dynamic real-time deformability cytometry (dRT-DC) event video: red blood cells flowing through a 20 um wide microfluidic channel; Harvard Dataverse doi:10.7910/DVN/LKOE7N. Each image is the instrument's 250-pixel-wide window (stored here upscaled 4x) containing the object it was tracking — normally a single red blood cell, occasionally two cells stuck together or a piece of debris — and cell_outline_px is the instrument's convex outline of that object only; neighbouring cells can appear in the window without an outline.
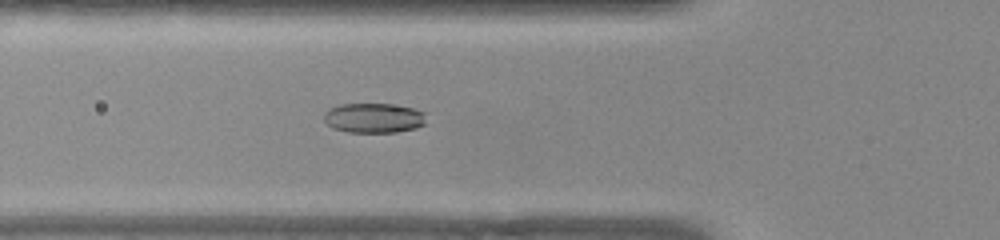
{"species": "common noctule bat (a hibernating species)", "species_latin": "Nyctalus noctula", "temperature_condition": "warm", "stored_images_in_passage": 45, "camera_frame_rate_fps": 3000, "um_per_image_px": 0.085, "animal": {"sex": "female", "body_mass_g": 22.0, "forearm_length_mm": 56.7}, "frame": {"image": 1, "passage_image": 11, "time_ms": 3.333, "image_size_px": [1000, 240], "cell_outline_px": [[424, 124], [416, 128], [396, 132], [348, 132], [332, 128], [324, 120], [324, 112], [328, 108], [340, 104], [388, 104], [412, 108], [424, 112]], "centroid_in_image_um": [31.72, 10.03], "position_along_channel_um": 94.1, "area_um2": 17.69}}
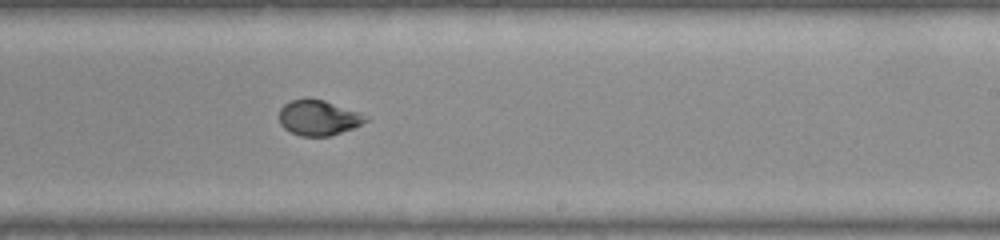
{"frame": {"image": 2, "passage_image": 24, "time_ms": 7.667, "image_size_px": [1000, 240], "cell_outline_px": [[368, 120], [352, 128], [328, 136], [300, 136], [284, 128], [280, 124], [280, 108], [284, 104], [292, 100], [324, 100], [360, 112], [368, 116]], "centroid_in_image_um": [27.07, 10.02], "position_along_channel_um": 261.9, "area_um2": 17.4}}
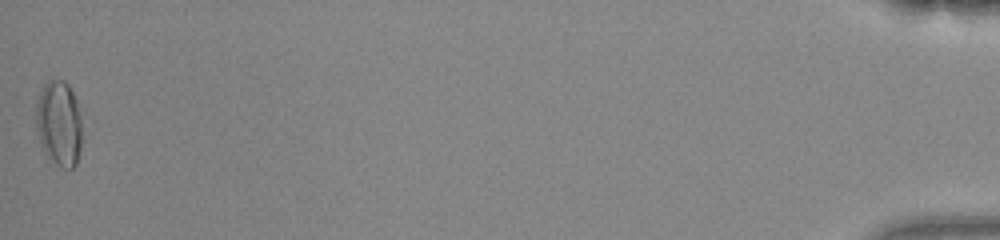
{"frame": {"image": 3, "passage_image": 45, "time_ms": 14.667, "image_size_px": [1000, 240], "cell_outline_px": [[84, 140], [76, 164], [72, 168], [60, 168], [44, 152], [36, 128], [36, 96], [44, 84], [48, 80], [64, 80], [68, 84], [76, 100], [80, 116]], "centroid_in_image_um": [5.03, 10.49], "position_along_channel_um": 430.2, "area_um2": 23.41}}